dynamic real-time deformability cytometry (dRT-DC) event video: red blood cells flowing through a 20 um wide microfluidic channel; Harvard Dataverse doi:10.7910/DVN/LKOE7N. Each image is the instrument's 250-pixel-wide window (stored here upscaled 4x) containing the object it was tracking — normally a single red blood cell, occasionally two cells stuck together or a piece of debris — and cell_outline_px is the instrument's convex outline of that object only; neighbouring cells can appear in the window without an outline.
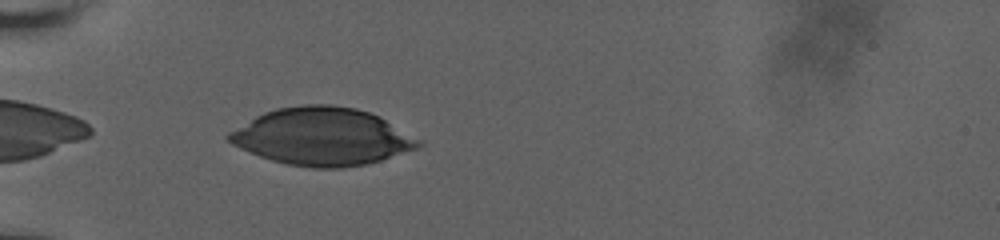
{"species": "human", "species_latin": "Homo sapiens", "temperature_condition": "room temperature", "stored_images_in_passage": 33, "camera_frame_rate_fps": 3000, "um_per_image_px": 0.085, "donor": {"sex": "male"}, "frame": {"image": 1, "passage_image": 3, "time_ms": 0.333, "image_size_px": [1000, 240], "cell_outline_px": [[424, 144], [416, 148], [368, 164], [340, 168], [312, 168], [288, 164], [272, 160], [248, 152], [224, 140], [224, 136], [228, 132], [256, 116], [264, 112], [276, 108], [304, 104], [332, 104], [356, 108], [380, 116], [424, 140]], "centroid_in_image_um": [27.39, 11.6], "position_along_channel_um": 57.6, "area_um2": 63.93}}
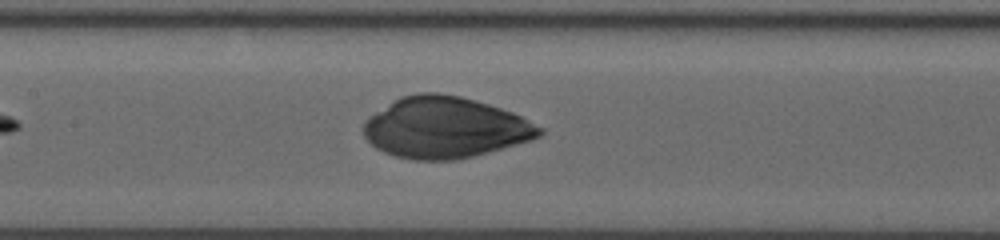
{"frame": {"image": 2, "passage_image": 15, "time_ms": 3.667, "image_size_px": [1000, 240], "cell_outline_px": [[544, 132], [540, 136], [532, 140], [488, 152], [456, 160], [412, 160], [396, 156], [384, 152], [376, 148], [364, 136], [364, 120], [376, 112], [396, 100], [404, 96], [416, 92], [436, 92], [460, 96], [488, 104], [512, 112], [544, 128]], "centroid_in_image_um": [37.84, 10.85], "position_along_channel_um": 169.6, "area_um2": 62.31}}
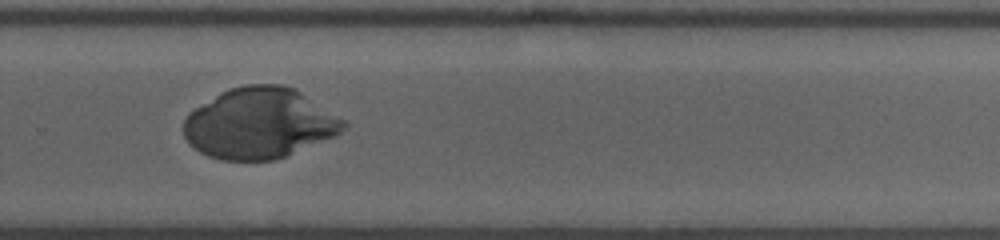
{"frame": {"image": 3, "passage_image": 29, "time_ms": 7.333, "image_size_px": [1000, 240], "cell_outline_px": [[348, 124], [336, 136], [276, 160], [220, 160], [208, 156], [200, 152], [188, 144], [184, 136], [184, 120], [188, 112], [220, 92], [228, 88], [244, 84], [280, 84], [296, 88], [344, 120]], "centroid_in_image_um": [22.03, 10.48], "position_along_channel_um": 307.8, "area_um2": 66.18}}